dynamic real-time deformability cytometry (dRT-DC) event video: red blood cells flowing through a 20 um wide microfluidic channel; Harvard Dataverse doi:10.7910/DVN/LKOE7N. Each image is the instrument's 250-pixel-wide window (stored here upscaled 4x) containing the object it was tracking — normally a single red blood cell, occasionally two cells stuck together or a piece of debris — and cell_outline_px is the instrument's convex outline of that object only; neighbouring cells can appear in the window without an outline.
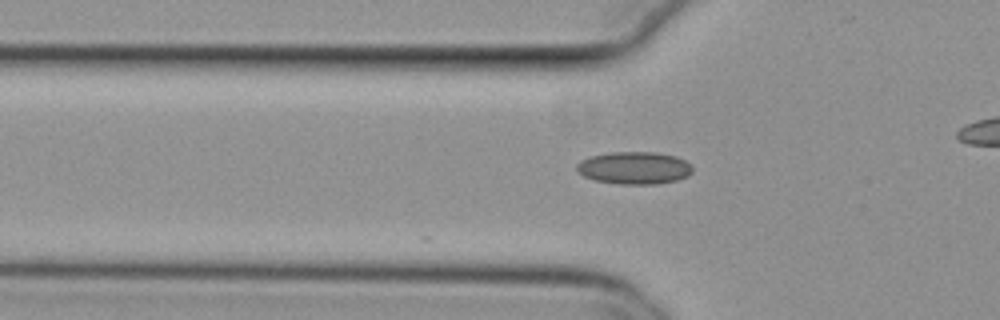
{"species": "common noctule bat (a hibernating species)", "species_latin": "Nyctalus noctula", "temperature_condition": "cold", "stored_images_in_passage": 12, "camera_frame_rate_fps": 3000, "um_per_image_px": 0.085, "animal": {"sex": "female", "body_mass_g": 29.2, "forearm_length_mm": 56.3}, "frame": {"image": 1, "passage_image": 2, "time_ms": 0.333, "image_size_px": [1000, 320], "cell_outline_px": [[692, 172], [688, 176], [676, 180], [656, 184], [620, 184], [596, 180], [584, 176], [576, 168], [576, 164], [580, 160], [592, 156], [612, 152], [656, 152], [676, 156], [692, 164]], "centroid_in_image_um": [53.94, 14.27], "position_along_channel_um": 71.9, "area_um2": 21.85}}
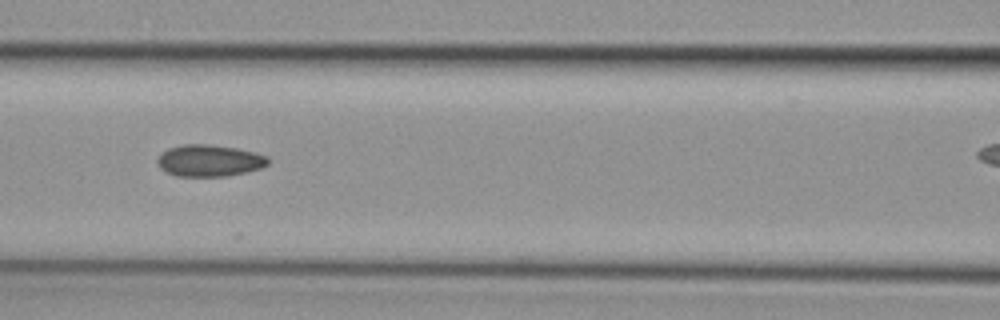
{"frame": {"image": 2, "passage_image": 8, "time_ms": 2.333, "image_size_px": [1000, 320], "cell_outline_px": [[268, 164], [260, 168], [248, 172], [224, 176], [176, 176], [164, 172], [160, 168], [156, 160], [168, 148], [184, 144], [208, 144], [236, 148], [268, 156]], "centroid_in_image_um": [17.78, 13.66], "position_along_channel_um": 148.8, "area_um2": 20.4}}
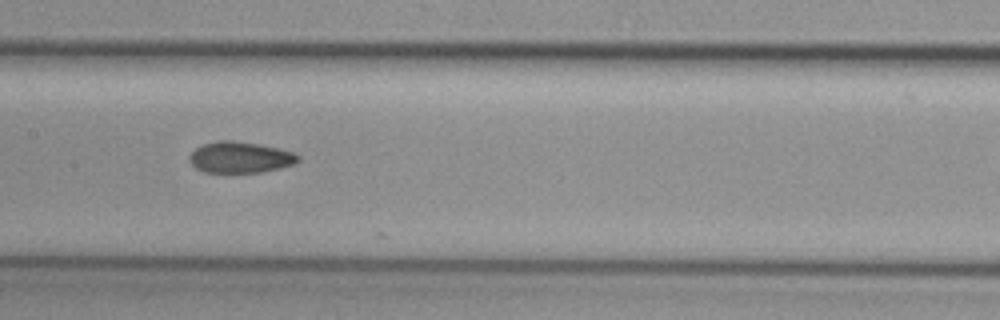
{"frame": {"image": 3, "passage_image": 11, "time_ms": 3.333, "image_size_px": [1000, 320], "cell_outline_px": [[300, 160], [292, 164], [280, 168], [260, 172], [204, 172], [196, 168], [188, 160], [188, 156], [196, 148], [204, 144], [216, 140], [232, 140], [260, 144], [292, 152], [300, 156]], "centroid_in_image_um": [20.38, 13.36], "position_along_channel_um": 187.0, "area_um2": 19.65}}